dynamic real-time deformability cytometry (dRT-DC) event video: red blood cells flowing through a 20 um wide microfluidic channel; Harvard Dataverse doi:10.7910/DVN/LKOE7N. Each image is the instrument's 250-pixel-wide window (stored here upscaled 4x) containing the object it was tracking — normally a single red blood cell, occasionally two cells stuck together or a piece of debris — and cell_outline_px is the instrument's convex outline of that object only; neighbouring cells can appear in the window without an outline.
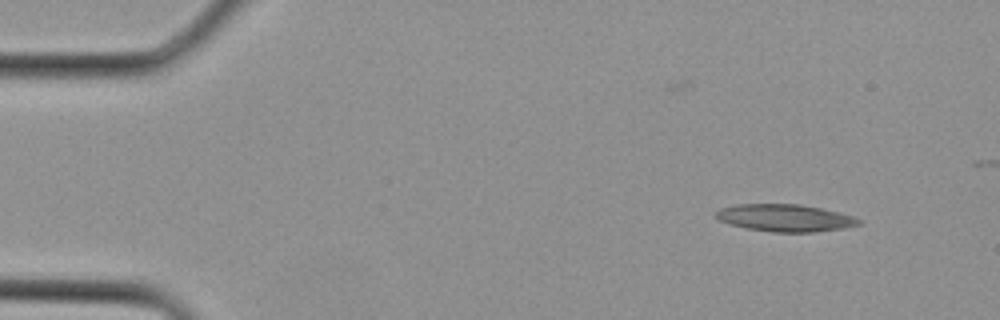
{"species": "Egyptian fruit bat (a non-hibernating species)", "species_latin": "Rousettus aegyptiacus", "temperature_condition": "cold", "stored_images_in_passage": 3, "camera_frame_rate_fps": 3000, "um_per_image_px": 0.085, "animal": {"sex": "female"}, "frame": {"image": 1, "passage_image": 1, "time_ms": 0.0, "image_size_px": [1000, 320], "cell_outline_px": [[860, 224], [844, 228], [812, 232], [772, 232], [744, 228], [720, 220], [716, 216], [716, 212], [720, 208], [736, 204], [800, 204], [820, 208], [852, 216], [860, 220]], "centroid_in_image_um": [66.7, 18.52], "position_along_channel_um": 18.3, "area_um2": 22.43}}
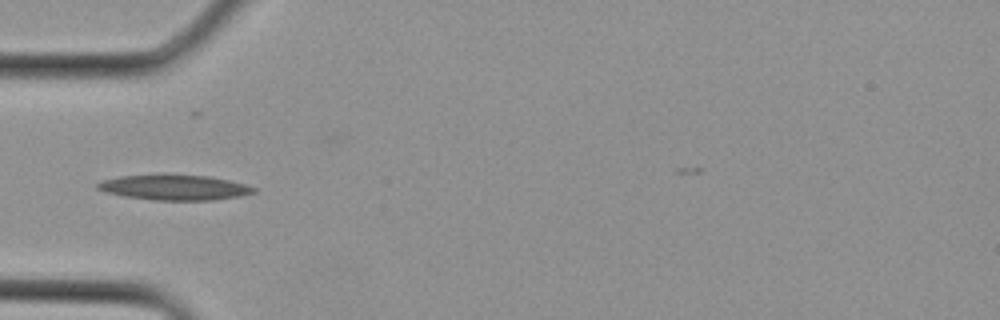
{"frame": {"image": 2, "passage_image": 3, "time_ms": 0.667, "image_size_px": [1000, 320], "cell_outline_px": [[256, 192], [240, 196], [212, 200], [156, 200], [124, 196], [108, 192], [96, 188], [96, 184], [100, 180], [120, 176], [160, 172], [164, 172], [208, 176], [228, 180], [244, 184], [256, 188]], "centroid_in_image_um": [14.78, 15.89], "position_along_channel_um": 70.2, "area_um2": 23.64}}